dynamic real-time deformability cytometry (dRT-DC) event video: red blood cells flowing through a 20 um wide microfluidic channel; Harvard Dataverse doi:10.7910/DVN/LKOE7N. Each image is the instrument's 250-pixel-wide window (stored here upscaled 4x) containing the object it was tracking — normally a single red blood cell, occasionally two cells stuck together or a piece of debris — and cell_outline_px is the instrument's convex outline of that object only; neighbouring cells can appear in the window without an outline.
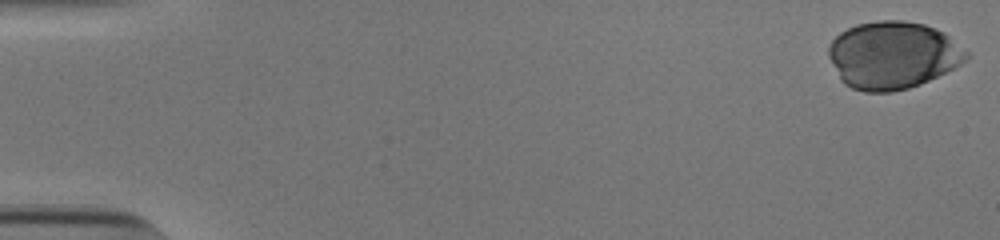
{"species": "human", "species_latin": "Homo sapiens", "temperature_condition": "cold", "stored_images_in_passage": 44, "camera_frame_rate_fps": 3000, "um_per_image_px": 0.085, "donor": {"sex": "male"}, "frame": {"image": 1, "passage_image": 1, "time_ms": 0.0, "image_size_px": [1000, 240], "cell_outline_px": [[968, 56], [960, 64], [920, 84], [908, 88], [892, 92], [864, 92], [852, 88], [844, 84], [840, 80], [828, 56], [828, 48], [832, 40], [840, 32], [856, 24], [876, 20], [904, 20], [924, 24], [936, 28], [944, 32], [968, 52]], "centroid_in_image_um": [75.85, 4.68], "position_along_channel_um": 9.2, "area_um2": 54.1}}